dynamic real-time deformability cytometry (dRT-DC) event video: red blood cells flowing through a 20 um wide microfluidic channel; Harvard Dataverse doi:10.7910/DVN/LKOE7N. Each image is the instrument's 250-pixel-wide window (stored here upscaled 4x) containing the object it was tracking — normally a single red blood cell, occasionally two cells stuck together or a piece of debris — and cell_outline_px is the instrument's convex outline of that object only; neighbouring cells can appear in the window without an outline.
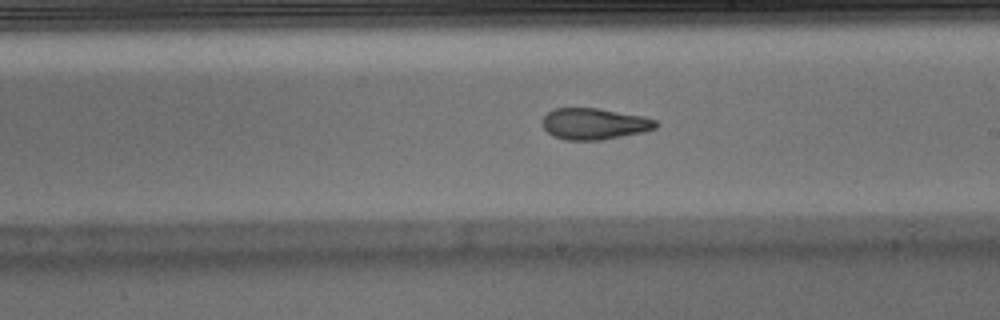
{"species": "Egyptian fruit bat (a non-hibernating species)", "species_latin": "Rousettus aegyptiacus", "temperature_condition": "warm", "stored_images_in_passage": 38, "camera_frame_rate_fps": 3000, "um_per_image_px": 0.085, "animal": {"sex": "male"}, "frame": {"image": 1, "passage_image": 27, "time_ms": 8.667, "image_size_px": [1000, 320], "cell_outline_px": [[660, 124], [656, 128], [644, 132], [600, 140], [568, 140], [552, 136], [544, 128], [544, 116], [552, 108], [600, 108], [644, 116], [656, 120]], "centroid_in_image_um": [50.56, 10.52], "position_along_channel_um": 238.4, "area_um2": 20.81}}